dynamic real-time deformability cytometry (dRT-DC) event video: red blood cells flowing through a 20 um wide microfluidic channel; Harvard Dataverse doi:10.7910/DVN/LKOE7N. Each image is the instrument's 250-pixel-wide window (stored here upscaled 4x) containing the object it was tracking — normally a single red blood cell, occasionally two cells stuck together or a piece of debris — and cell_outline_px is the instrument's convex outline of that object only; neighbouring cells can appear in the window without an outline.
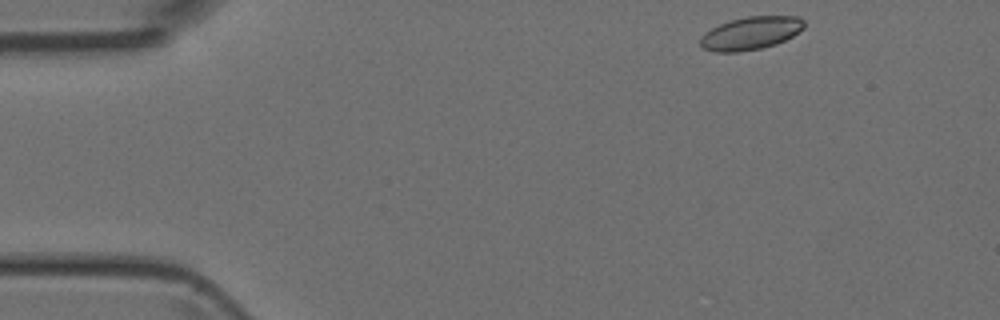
{"species": "Egyptian fruit bat (a non-hibernating species)", "species_latin": "Rousettus aegyptiacus", "temperature_condition": "room temperature", "stored_images_in_passage": 35, "camera_frame_rate_fps": 3000, "um_per_image_px": 0.085, "animal": {"sex": "female"}, "frame": {"image": 1, "passage_image": 1, "time_ms": 0.0, "image_size_px": [1000, 320], "cell_outline_px": [[804, 28], [792, 36], [776, 44], [760, 48], [740, 52], [712, 52], [700, 48], [700, 36], [704, 32], [720, 24], [732, 20], [748, 16], [800, 16], [804, 20]], "centroid_in_image_um": [63.78, 2.83], "position_along_channel_um": 21.2, "area_um2": 20.06}}
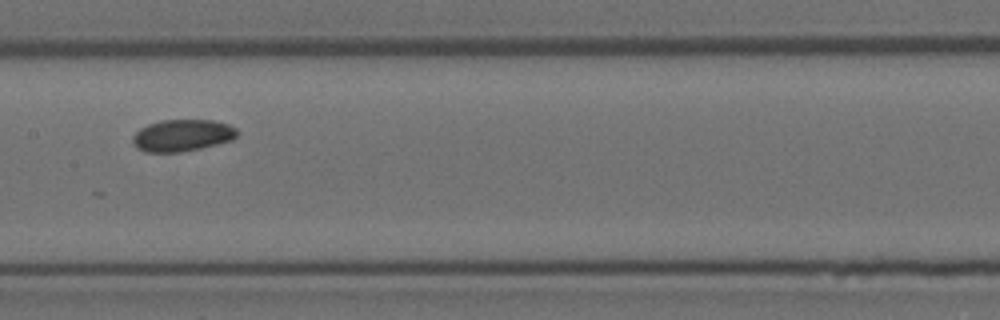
{"frame": {"image": 2, "passage_image": 20, "time_ms": 6.333, "image_size_px": [1000, 320], "cell_outline_px": [[236, 136], [232, 140], [200, 148], [180, 152], [144, 152], [136, 148], [132, 144], [132, 136], [140, 128], [148, 124], [160, 120], [212, 120], [228, 124], [236, 128]], "centroid_in_image_um": [15.44, 11.51], "position_along_channel_um": 192.0, "area_um2": 19.42}}
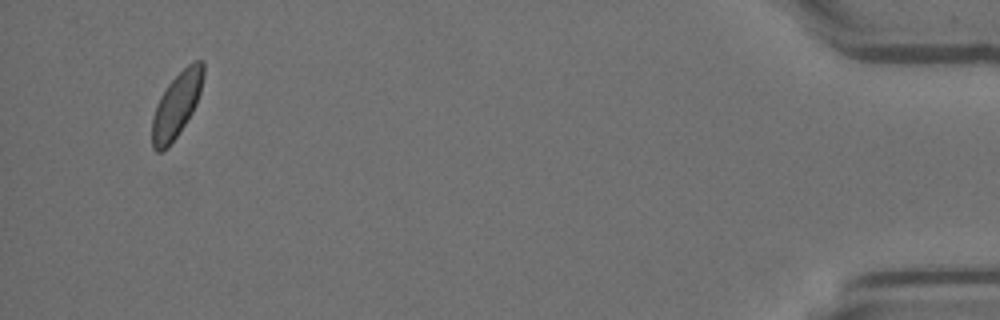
{"frame": {"image": 3, "passage_image": 35, "time_ms": 1680.667, "image_size_px": [1000, 320], "cell_outline_px": [[204, 72], [200, 92], [196, 104], [192, 112], [168, 148], [160, 152], [156, 152], [152, 148], [152, 116], [156, 104], [160, 96], [168, 84], [188, 64], [196, 60], [200, 60], [204, 64]], "centroid_in_image_um": [14.98, 8.94], "position_along_channel_um": 420.2, "area_um2": 19.19}}